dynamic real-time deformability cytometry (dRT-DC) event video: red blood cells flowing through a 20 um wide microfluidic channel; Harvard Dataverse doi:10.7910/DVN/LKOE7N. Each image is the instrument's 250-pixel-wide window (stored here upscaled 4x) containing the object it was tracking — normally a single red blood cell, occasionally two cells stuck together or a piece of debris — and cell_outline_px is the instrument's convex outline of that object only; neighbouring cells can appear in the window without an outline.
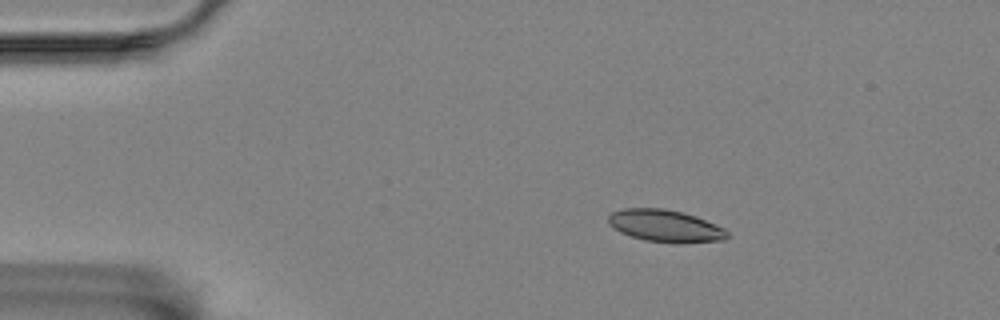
{"species": "Egyptian fruit bat (a non-hibernating species)", "species_latin": "Rousettus aegyptiacus", "temperature_condition": "room temperature", "stored_images_in_passage": 8, "camera_frame_rate_fps": 3000, "um_per_image_px": 0.085, "animal": {"sex": "female"}, "frame": {"image": 1, "passage_image": 1, "time_ms": 0.0, "image_size_px": [1000, 320], "cell_outline_px": [[728, 236], [724, 240], [680, 244], [676, 244], [644, 240], [620, 232], [612, 228], [608, 224], [608, 216], [612, 212], [624, 208], [664, 208], [684, 212], [696, 216], [724, 228], [728, 232]], "centroid_in_image_um": [56.55, 19.21], "position_along_channel_um": 28.5, "area_um2": 22.6}}